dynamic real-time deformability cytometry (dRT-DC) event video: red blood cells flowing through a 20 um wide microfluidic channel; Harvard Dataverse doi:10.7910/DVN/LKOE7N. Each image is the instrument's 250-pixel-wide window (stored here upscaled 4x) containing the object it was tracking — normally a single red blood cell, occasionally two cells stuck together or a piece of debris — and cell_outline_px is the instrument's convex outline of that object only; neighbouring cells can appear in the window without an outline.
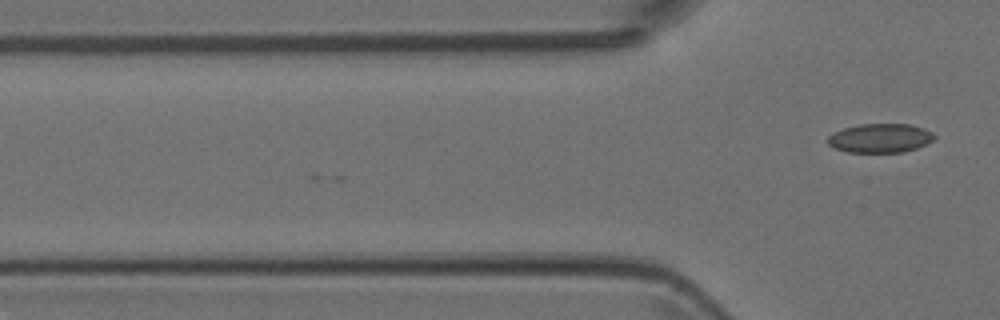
{"species": "Egyptian fruit bat (a non-hibernating species)", "species_latin": "Rousettus aegyptiacus", "temperature_condition": "room temperature", "stored_images_in_passage": 7, "camera_frame_rate_fps": 3000, "um_per_image_px": 0.085, "animal": {"sex": "female"}, "frame": {"image": 1, "passage_image": 7, "time_ms": 2.0, "image_size_px": [1000, 320], "cell_outline_px": [[936, 136], [932, 140], [916, 148], [904, 152], [848, 152], [832, 148], [828, 144], [828, 136], [832, 132], [844, 128], [860, 124], [908, 124], [924, 128], [932, 132]], "centroid_in_image_um": [74.78, 11.74], "position_along_channel_um": 51.0, "area_um2": 18.03}}